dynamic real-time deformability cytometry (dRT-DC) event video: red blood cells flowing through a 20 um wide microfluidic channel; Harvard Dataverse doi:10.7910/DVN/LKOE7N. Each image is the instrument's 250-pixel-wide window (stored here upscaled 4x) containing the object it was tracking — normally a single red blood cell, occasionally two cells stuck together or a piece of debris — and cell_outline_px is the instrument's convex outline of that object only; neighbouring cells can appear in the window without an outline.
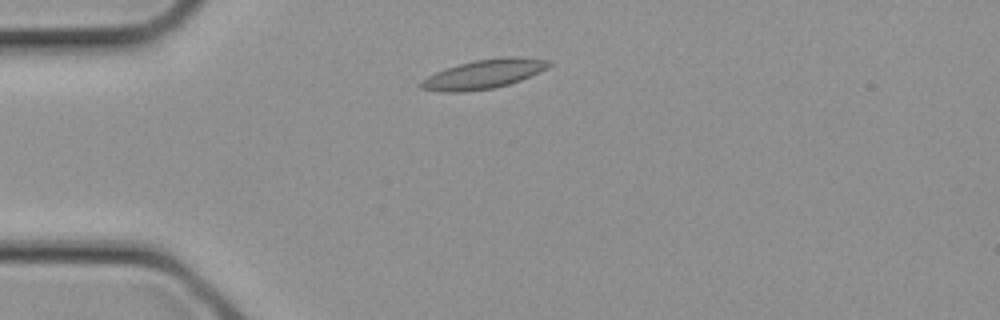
{"species": "common noctule bat (a hibernating species)", "species_latin": "Nyctalus noctula", "temperature_condition": "cold", "stored_images_in_passage": 1, "camera_frame_rate_fps": 3000, "um_per_image_px": 0.085, "animal": {"sex": "female", "body_mass_g": 21.9}, "frame": {"image": 1, "passage_image": 1, "time_ms": 0.0, "image_size_px": [1000, 320], "cell_outline_px": [[552, 64], [548, 68], [540, 72], [520, 80], [508, 84], [492, 88], [460, 92], [440, 92], [420, 88], [420, 84], [428, 76], [444, 68], [476, 60], [500, 56], [520, 56], [548, 60]], "centroid_in_image_um": [41.15, 6.28], "position_along_channel_um": 43.8, "area_um2": 21.68}}